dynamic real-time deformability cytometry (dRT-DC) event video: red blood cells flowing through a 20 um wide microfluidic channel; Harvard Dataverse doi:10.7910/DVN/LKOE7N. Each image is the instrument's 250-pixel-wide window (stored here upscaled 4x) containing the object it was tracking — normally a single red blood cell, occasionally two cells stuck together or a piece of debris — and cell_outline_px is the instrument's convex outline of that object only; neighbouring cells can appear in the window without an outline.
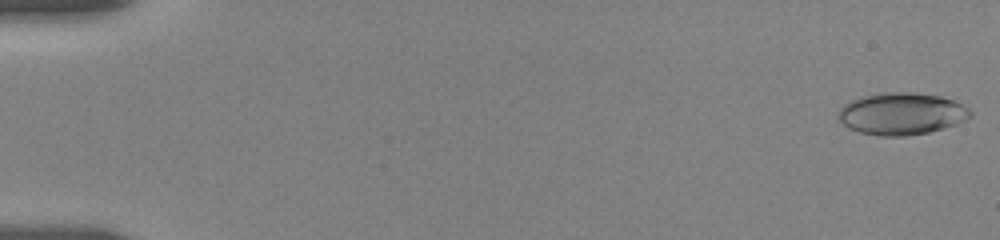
{"species": "human", "species_latin": "Homo sapiens", "temperature_condition": "room temperature", "stored_images_in_passage": 71, "camera_frame_rate_fps": 3000, "um_per_image_px": 0.085, "donor": {"sex": "female"}, "frame": {"image": 1, "passage_image": 1, "time_ms": 0.0, "image_size_px": [1000, 240], "cell_outline_px": [[972, 116], [956, 124], [944, 128], [928, 132], [904, 136], [880, 136], [860, 132], [848, 128], [836, 120], [836, 116], [840, 108], [844, 104], [860, 96], [884, 92], [912, 92], [940, 96], [956, 100], [968, 108], [972, 112]], "centroid_in_image_um": [76.6, 9.66], "position_along_channel_um": 8.4, "area_um2": 32.71}}
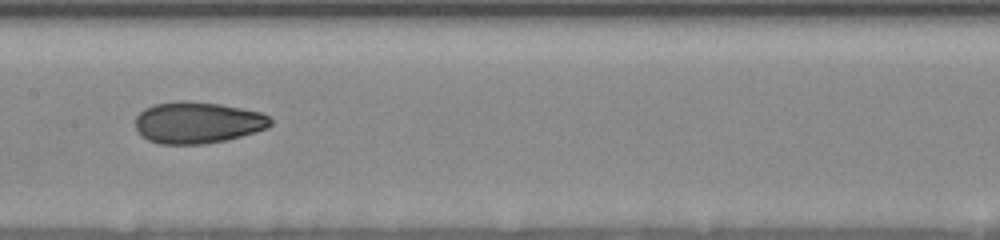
{"frame": {"image": 2, "passage_image": 37, "time_ms": 9.333, "image_size_px": [1000, 240], "cell_outline_px": [[272, 124], [268, 128], [228, 140], [204, 144], [160, 144], [148, 140], [140, 136], [136, 128], [136, 116], [144, 108], [156, 104], [180, 100], [188, 100], [220, 104], [260, 112], [268, 116], [272, 120]], "centroid_in_image_um": [16.78, 10.42], "position_along_channel_um": 190.6, "area_um2": 32.95}}
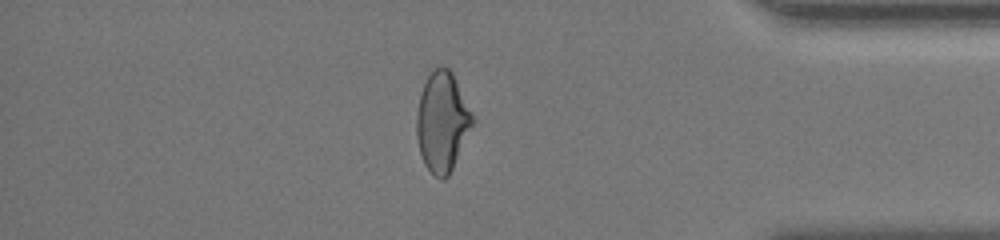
{"frame": {"image": 3, "passage_image": 61, "time_ms": 15.667, "image_size_px": [1000, 240], "cell_outline_px": [[476, 120], [448, 176], [444, 180], [440, 180], [424, 164], [420, 152], [416, 136], [416, 112], [420, 92], [432, 68], [448, 68], [452, 72]], "centroid_in_image_um": [37.59, 10.35], "position_along_channel_um": 397.6, "area_um2": 32.48}, "authors_computed_cell_mechanics": {"area_um2": 32.1946, "velocity_mm_per_s": 3.6608, "shape_relaxation_time_tau1_ms": 7.8421, "shape_relaxation_time_tau2_ms": 2.5738, "deformation_change_tau1": 0.1805, "deformation_change_tau2": 0.0799}}